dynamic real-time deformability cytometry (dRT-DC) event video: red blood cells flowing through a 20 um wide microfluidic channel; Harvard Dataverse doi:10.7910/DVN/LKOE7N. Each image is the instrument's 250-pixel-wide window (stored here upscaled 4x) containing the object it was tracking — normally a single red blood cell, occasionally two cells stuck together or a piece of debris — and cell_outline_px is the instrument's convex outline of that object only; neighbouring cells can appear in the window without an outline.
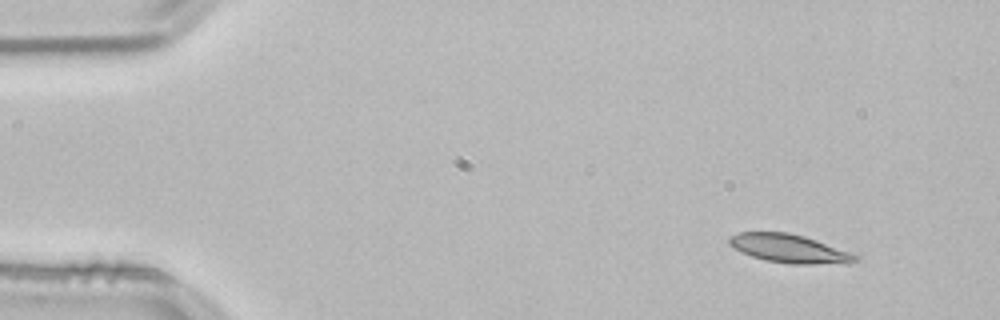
{"species": "common noctule bat (a hibernating species)", "species_latin": "Nyctalus noctula", "temperature_condition": "room temperature", "stored_images_in_passage": 52, "camera_frame_rate_fps": 3000, "um_per_image_px": 0.085, "animal": {"sex": "male", "body_mass_g": 21.5, "forearm_length_mm": 52.0}, "frame": {"image": 1, "passage_image": 4, "time_ms": 1.0, "image_size_px": [1000, 320], "cell_outline_px": [[860, 260], [848, 264], [792, 264], [764, 260], [752, 256], [728, 244], [728, 236], [740, 232], [788, 232], [804, 236], [816, 240], [860, 256]], "centroid_in_image_um": [67.13, 21.14], "position_along_channel_um": 17.9, "area_um2": 20.98}}
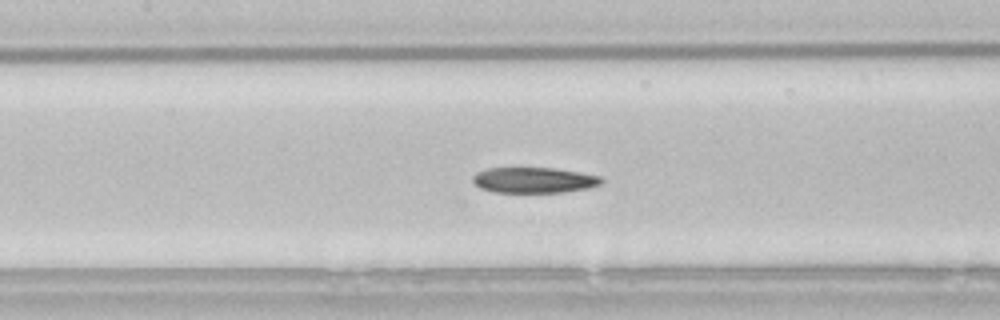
{"frame": {"image": 2, "passage_image": 23, "time_ms": 7.333, "image_size_px": [1000, 320], "cell_outline_px": [[604, 180], [600, 184], [588, 188], [564, 192], [492, 192], [480, 188], [472, 180], [472, 176], [476, 172], [488, 168], [552, 168], [580, 172], [600, 176]], "centroid_in_image_um": [45.37, 15.31], "position_along_channel_um": 162.0, "area_um2": 19.19}}
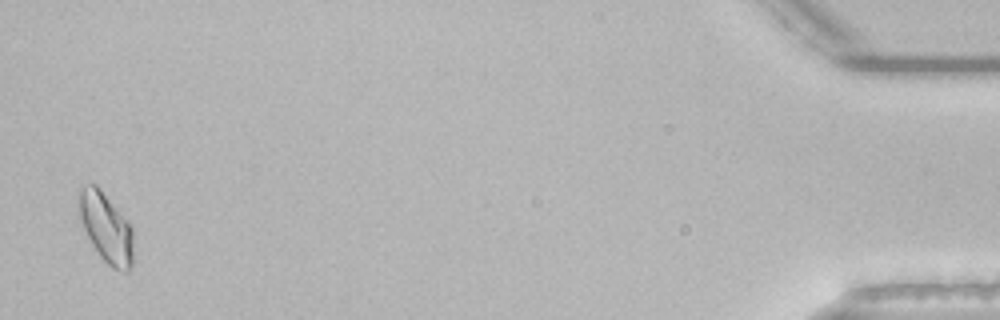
{"frame": {"image": 3, "passage_image": 51, "time_ms": 16.667, "image_size_px": [1000, 320], "cell_outline_px": [[136, 260], [132, 268], [128, 272], [120, 272], [112, 268], [100, 256], [92, 244], [84, 228], [80, 216], [80, 192], [84, 184], [96, 184], [100, 188], [132, 224]], "centroid_in_image_um": [9.13, 19.43], "position_along_channel_um": 426.1, "area_um2": 22.6}, "authors_computed_cell_mechanics": {"area_um2": 20.4034, "velocity_mm_per_s": 3.8143, "shape_relaxation_time_tau1_ms": 5.0462, "shape_relaxation_time_tau2_ms": 9.1283, "deformation_change_tau1": 0.1315, "deformation_change_tau2": 0.159}}